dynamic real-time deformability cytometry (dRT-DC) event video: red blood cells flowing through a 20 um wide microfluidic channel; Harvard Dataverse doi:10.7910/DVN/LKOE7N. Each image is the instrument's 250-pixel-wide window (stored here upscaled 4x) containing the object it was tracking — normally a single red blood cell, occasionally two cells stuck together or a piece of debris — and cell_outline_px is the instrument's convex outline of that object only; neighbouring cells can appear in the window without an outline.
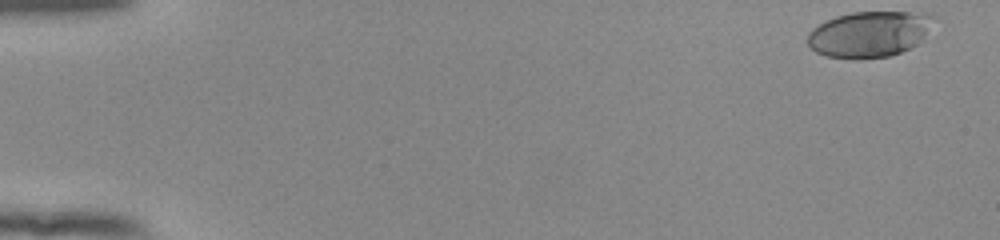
{"species": "human", "species_latin": "Homo sapiens", "temperature_condition": "room temperature", "stored_images_in_passage": 51, "camera_frame_rate_fps": 3000, "um_per_image_px": 0.085, "donor": {"sex": "female"}, "frame": {"image": 1, "passage_image": 1, "time_ms": 0.0, "image_size_px": [1000, 240], "cell_outline_px": [[936, 16], [920, 40], [916, 44], [900, 52], [888, 56], [828, 56], [816, 52], [808, 44], [808, 32], [812, 28], [836, 16], [852, 12], [908, 12]], "centroid_in_image_um": [73.86, 2.86], "position_along_channel_um": 11.1, "area_um2": 32.43}}
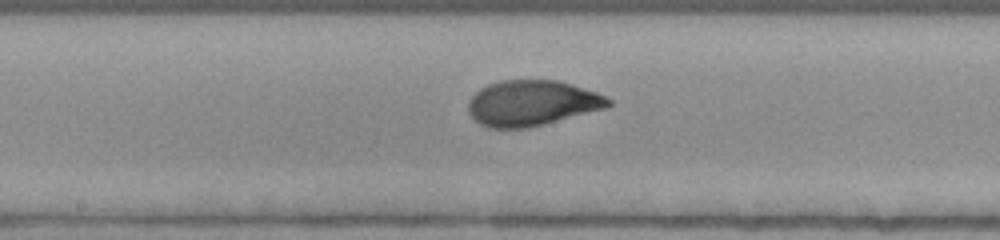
{"frame": {"image": 2, "passage_image": 28, "time_ms": 9.0, "image_size_px": [1000, 240], "cell_outline_px": [[612, 104], [604, 108], [544, 124], [528, 128], [488, 128], [480, 124], [468, 112], [468, 100], [480, 88], [488, 84], [500, 80], [556, 80], [572, 84], [596, 92], [612, 100]], "centroid_in_image_um": [45.18, 8.76], "position_along_channel_um": 203.0, "area_um2": 37.05}}
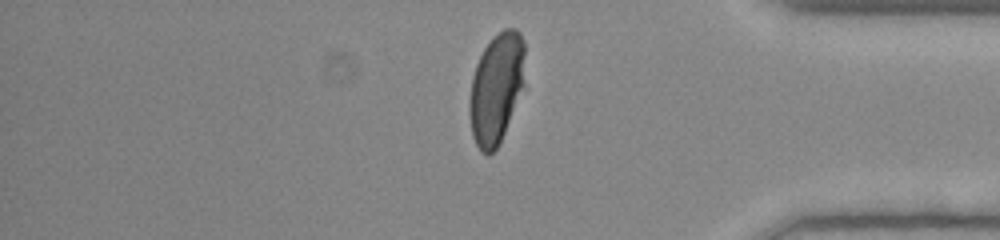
{"frame": {"image": 3, "passage_image": 44, "time_ms": 14.333, "image_size_px": [1000, 240], "cell_outline_px": [[524, 88], [504, 132], [496, 148], [488, 156], [480, 152], [472, 136], [468, 112], [468, 104], [472, 76], [476, 64], [484, 48], [492, 36], [504, 28], [516, 28], [520, 32], [524, 40]], "centroid_in_image_um": [42.17, 7.49], "position_along_channel_um": 393.0, "area_um2": 36.18}}